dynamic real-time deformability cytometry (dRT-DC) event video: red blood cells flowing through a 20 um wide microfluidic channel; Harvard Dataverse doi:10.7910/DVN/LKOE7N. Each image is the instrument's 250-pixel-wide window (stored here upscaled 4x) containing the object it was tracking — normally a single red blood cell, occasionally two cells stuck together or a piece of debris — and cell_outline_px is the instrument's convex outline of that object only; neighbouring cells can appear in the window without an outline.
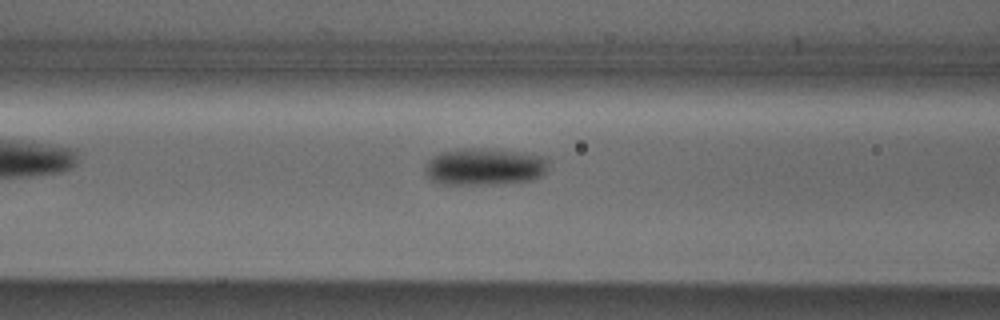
{"species": "Egyptian fruit bat (a non-hibernating species)", "species_latin": "Rousettus aegyptiacus", "temperature_condition": "cold", "stored_images_in_passage": 37, "camera_frame_rate_fps": 3000, "um_per_image_px": 0.085, "animal": {"sex": "male"}, "frame": {"image": 1, "passage_image": 5, "time_ms": 1.333, "image_size_px": [1000, 320], "cell_outline_px": [[548, 168], [540, 176], [532, 180], [496, 184], [440, 184], [432, 180], [424, 172], [424, 168], [428, 160], [432, 156], [440, 152], [460, 148], [484, 148], [520, 152], [548, 156]], "centroid_in_image_um": [41.18, 14.16], "position_along_channel_um": 125.4, "area_um2": 26.99}}
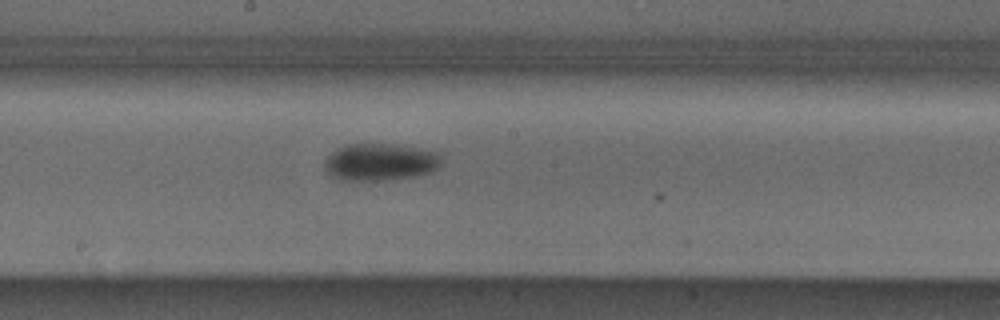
{"frame": {"image": 2, "passage_image": 12, "time_ms": 3.667, "image_size_px": [1000, 320], "cell_outline_px": [[440, 164], [432, 172], [420, 176], [396, 180], [340, 180], [332, 176], [324, 168], [324, 160], [332, 152], [348, 144], [396, 144], [440, 152]], "centroid_in_image_um": [32.35, 13.79], "position_along_channel_um": 215.9, "area_um2": 25.61}}
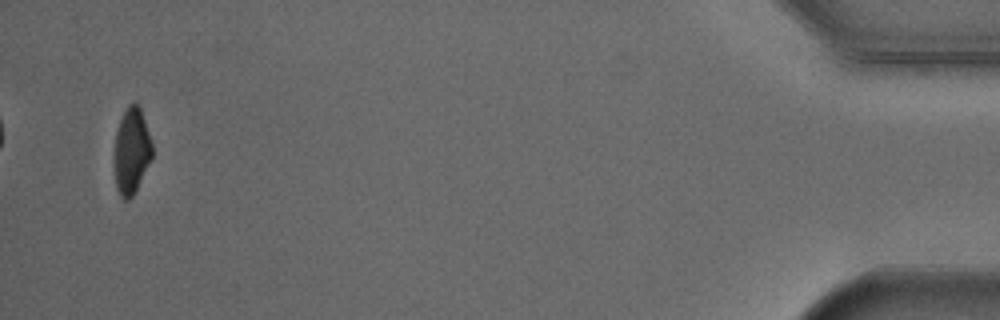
{"frame": {"image": 3, "passage_image": 35, "time_ms": 11.333, "image_size_px": [1000, 320], "cell_outline_px": [[152, 156], [132, 196], [128, 200], [124, 200], [120, 196], [116, 188], [112, 164], [112, 156], [116, 132], [120, 120], [128, 104], [136, 100], [140, 104], [152, 144]], "centroid_in_image_um": [11.13, 12.79], "position_along_channel_um": 424.1, "area_um2": 19.42}}